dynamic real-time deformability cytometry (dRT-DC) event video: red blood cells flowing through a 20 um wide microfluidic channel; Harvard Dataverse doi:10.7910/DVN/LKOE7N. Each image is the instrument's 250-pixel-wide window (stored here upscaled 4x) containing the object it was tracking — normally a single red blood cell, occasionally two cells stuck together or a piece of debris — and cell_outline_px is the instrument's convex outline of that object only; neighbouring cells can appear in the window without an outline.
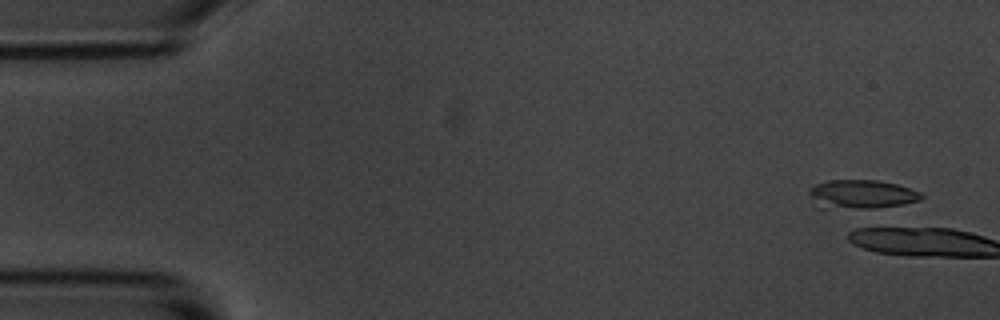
{"species": "common noctule bat (a hibernating species)", "species_latin": "Nyctalus noctula", "temperature_condition": "room temperature", "stored_images_in_passage": 5, "camera_frame_rate_fps": 3000, "um_per_image_px": 0.085, "animal": {"sex": "male", "body_mass_g": 20.1, "forearm_length_mm": 53.5}, "frame": {"image": 1, "passage_image": 1, "time_ms": 0.0, "image_size_px": [1000, 320], "cell_outline_px": [[924, 196], [920, 200], [904, 204], [872, 208], [820, 212], [816, 208], [808, 192], [808, 188], [816, 184], [828, 180], [880, 180], [896, 184], [920, 192]], "centroid_in_image_um": [73.08, 16.57], "position_along_channel_um": 11.9, "area_um2": 19.83}}